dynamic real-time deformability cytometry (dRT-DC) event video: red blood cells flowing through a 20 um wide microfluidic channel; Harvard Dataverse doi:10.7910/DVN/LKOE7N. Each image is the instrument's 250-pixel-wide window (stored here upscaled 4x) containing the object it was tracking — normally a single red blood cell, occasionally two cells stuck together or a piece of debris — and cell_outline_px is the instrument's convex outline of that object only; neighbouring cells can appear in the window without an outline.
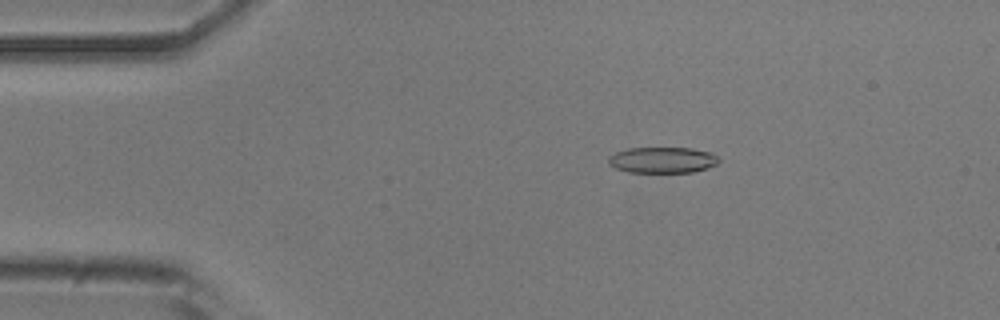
{"species": "common noctule bat (a hibernating species)", "species_latin": "Nyctalus noctula", "temperature_condition": "room temperature", "stored_images_in_passage": 51, "camera_frame_rate_fps": 3000, "um_per_image_px": 0.085, "animal": {"sex": "male", "body_mass_g": 20.5, "forearm_length_mm": 52.5}, "frame": {"image": 1, "passage_image": 9, "time_ms": 2.667, "image_size_px": [1000, 320], "cell_outline_px": [[720, 160], [716, 164], [708, 168], [692, 172], [628, 172], [616, 168], [608, 164], [608, 156], [616, 152], [628, 148], [692, 148], [712, 152]], "centroid_in_image_um": [56.31, 13.6], "position_along_channel_um": 28.7, "area_um2": 16.76}}
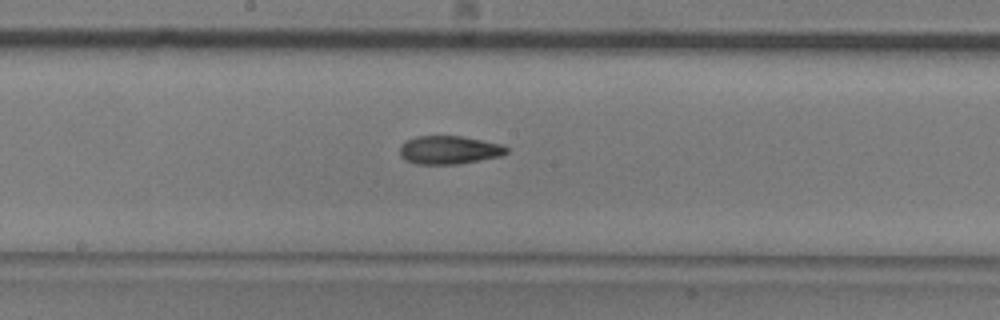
{"frame": {"image": 2, "passage_image": 27, "time_ms": 8.667, "image_size_px": [1000, 320], "cell_outline_px": [[508, 152], [500, 156], [460, 164], [416, 164], [404, 160], [400, 156], [400, 148], [404, 140], [416, 136], [460, 136], [504, 144], [508, 148]], "centroid_in_image_um": [38.16, 12.75], "position_along_channel_um": 210.0, "area_um2": 17.8}}
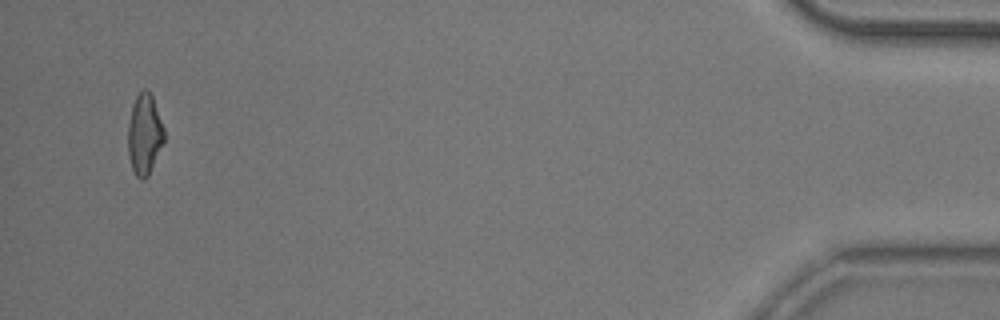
{"frame": {"image": 3, "passage_image": 50, "time_ms": 16.333, "image_size_px": [1000, 320], "cell_outline_px": [[164, 140], [148, 176], [144, 180], [140, 180], [136, 176], [132, 168], [128, 152], [128, 124], [132, 104], [136, 96], [144, 88], [148, 88], [152, 92], [164, 128]], "centroid_in_image_um": [12.28, 11.36], "position_along_channel_um": 422.9, "area_um2": 17.17}}